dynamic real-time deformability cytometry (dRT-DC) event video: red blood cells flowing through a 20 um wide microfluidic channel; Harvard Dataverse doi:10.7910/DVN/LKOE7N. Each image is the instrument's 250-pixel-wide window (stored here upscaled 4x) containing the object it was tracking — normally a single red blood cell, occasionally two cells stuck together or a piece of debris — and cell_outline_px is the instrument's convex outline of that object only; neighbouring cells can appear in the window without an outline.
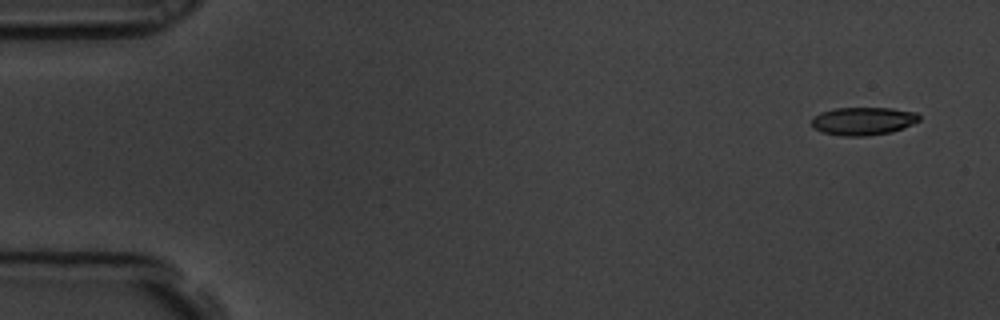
{"species": "common noctule bat (a hibernating species)", "species_latin": "Nyctalus noctula", "temperature_condition": "room temperature", "stored_images_in_passage": 4, "camera_frame_rate_fps": 3000, "um_per_image_px": 0.085, "animal": {"sex": "male", "body_mass_g": 19.5, "forearm_length_mm": 54.6}, "frame": {"image": 1, "passage_image": 1, "time_ms": 0.0, "image_size_px": [1000, 320], "cell_outline_px": [[920, 120], [912, 124], [892, 132], [864, 136], [844, 136], [820, 132], [812, 128], [812, 116], [820, 112], [836, 108], [892, 108], [916, 112], [920, 116]], "centroid_in_image_um": [73.34, 10.29], "position_along_channel_um": 11.7, "area_um2": 17.69}}
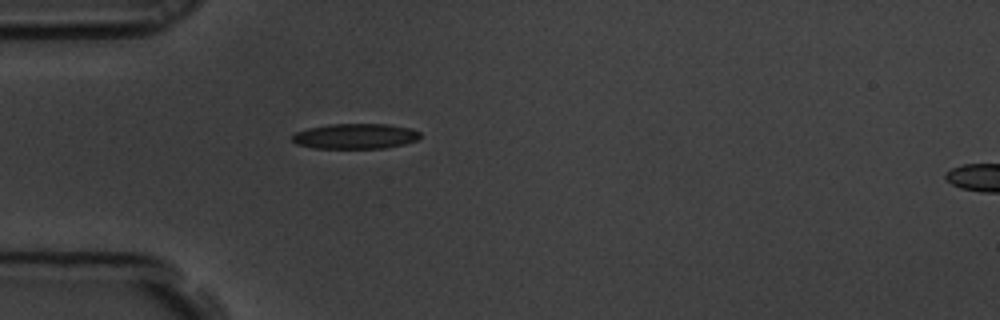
{"frame": {"image": 2, "passage_image": 4, "time_ms": 1.0, "image_size_px": [1000, 320], "cell_outline_px": [[420, 136], [416, 140], [404, 144], [384, 148], [312, 148], [296, 144], [292, 140], [292, 136], [296, 132], [308, 128], [328, 124], [388, 124], [412, 128], [420, 132]], "centroid_in_image_um": [30.2, 11.57], "position_along_channel_um": 54.8, "area_um2": 18.9}}